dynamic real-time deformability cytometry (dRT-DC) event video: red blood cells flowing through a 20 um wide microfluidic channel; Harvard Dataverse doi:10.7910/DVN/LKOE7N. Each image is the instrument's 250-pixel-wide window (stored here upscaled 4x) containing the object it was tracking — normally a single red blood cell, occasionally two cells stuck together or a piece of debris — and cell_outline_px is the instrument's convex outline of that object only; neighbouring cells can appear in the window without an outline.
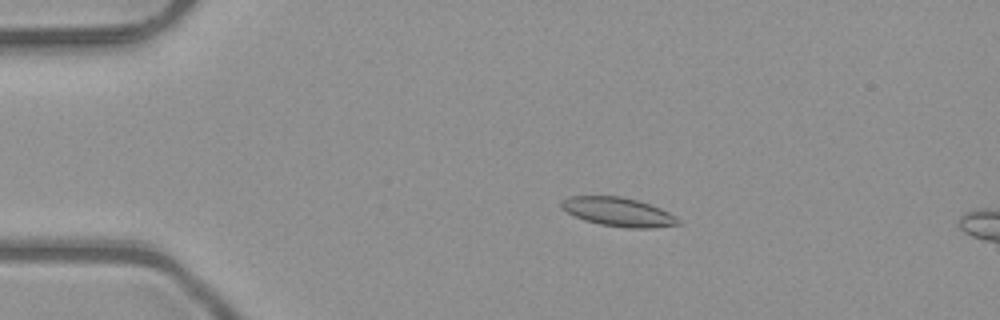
{"species": "common noctule bat (a hibernating species)", "species_latin": "Nyctalus noctula", "temperature_condition": "room temperature", "stored_images_in_passage": 4, "camera_frame_rate_fps": 3000, "um_per_image_px": 0.085, "animal": {"sex": "male", "body_mass_g": 23.1, "forearm_length_mm": 52.7}, "frame": {"image": 1, "passage_image": 3, "time_ms": 0.667, "image_size_px": [1000, 320], "cell_outline_px": [[680, 224], [652, 228], [628, 228], [600, 224], [584, 220], [560, 208], [560, 200], [568, 196], [620, 196], [636, 200], [660, 208], [676, 216], [680, 220]], "centroid_in_image_um": [52.53, 18.01], "position_along_channel_um": 32.5, "area_um2": 19.59}}